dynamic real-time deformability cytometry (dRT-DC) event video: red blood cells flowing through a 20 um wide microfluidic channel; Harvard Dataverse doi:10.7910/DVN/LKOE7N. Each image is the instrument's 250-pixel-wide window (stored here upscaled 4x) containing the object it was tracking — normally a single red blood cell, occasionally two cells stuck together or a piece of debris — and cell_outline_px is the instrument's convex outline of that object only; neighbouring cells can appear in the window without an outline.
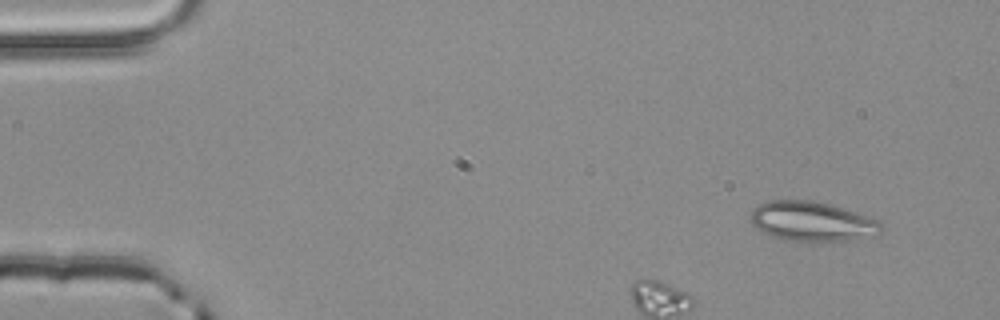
{"species": "common noctule bat (a hibernating species)", "species_latin": "Nyctalus noctula", "temperature_condition": "room temperature", "stored_images_in_passage": 3, "camera_frame_rate_fps": 3000, "um_per_image_px": 0.085, "animal": {"sex": "male", "body_mass_g": 20.4}, "frame": {"image": 1, "passage_image": 1, "time_ms": 0.0, "image_size_px": [1000, 320], "cell_outline_px": [[884, 228], [876, 236], [832, 244], [784, 240], [772, 236], [756, 228], [748, 220], [748, 216], [752, 208], [768, 200], [812, 200], [828, 204], [868, 216], [880, 220], [884, 224]], "centroid_in_image_um": [69.06, 18.87], "position_along_channel_um": 15.9, "area_um2": 31.39}}